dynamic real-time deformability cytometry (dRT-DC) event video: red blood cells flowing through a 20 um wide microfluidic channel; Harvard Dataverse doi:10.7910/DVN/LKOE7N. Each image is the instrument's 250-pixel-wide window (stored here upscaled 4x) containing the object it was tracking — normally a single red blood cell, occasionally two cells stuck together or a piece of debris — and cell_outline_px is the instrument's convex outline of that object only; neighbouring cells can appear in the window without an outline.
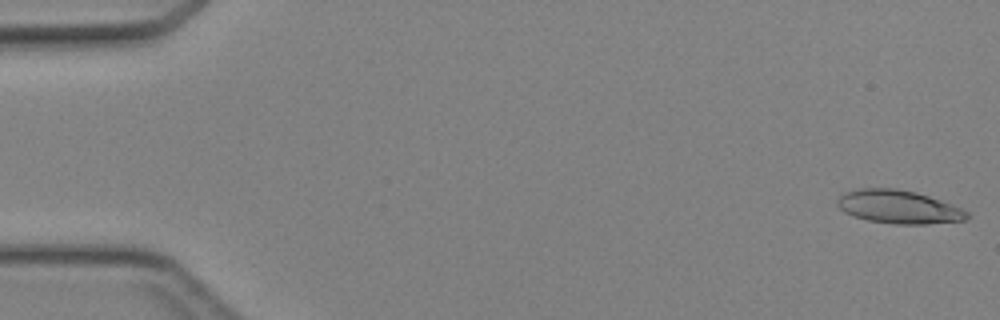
{"species": "Egyptian fruit bat (a non-hibernating species)", "species_latin": "Rousettus aegyptiacus", "temperature_condition": "cold", "stored_images_in_passage": 46, "camera_frame_rate_fps": 3000, "um_per_image_px": 0.085, "animal": {"sex": "female"}, "frame": {"image": 1, "passage_image": 1, "time_ms": 0.0, "image_size_px": [1000, 320], "cell_outline_px": [[972, 216], [964, 220], [924, 224], [896, 224], [868, 220], [844, 212], [836, 204], [836, 200], [844, 192], [860, 188], [896, 188], [916, 192], [940, 200], [960, 208], [968, 212]], "centroid_in_image_um": [76.37, 17.58], "position_along_channel_um": 8.6, "area_um2": 25.03}}
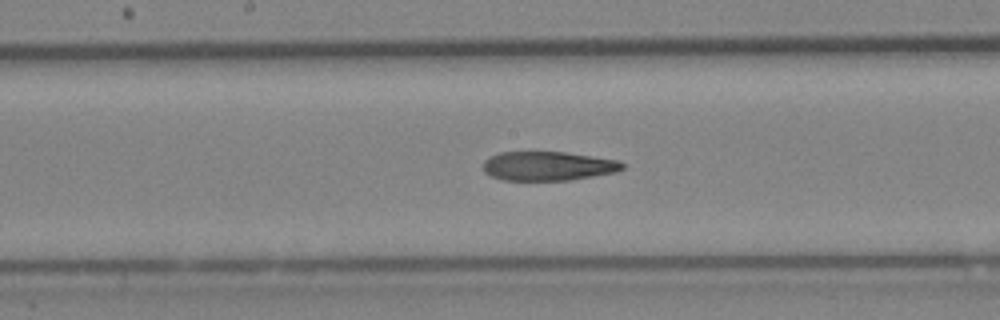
{"frame": {"image": 2, "passage_image": 24, "time_ms": 7.667, "image_size_px": [1000, 320], "cell_outline_px": [[624, 168], [616, 172], [568, 180], [504, 180], [492, 176], [484, 172], [484, 160], [488, 156], [500, 152], [564, 152], [620, 160], [624, 164]], "centroid_in_image_um": [46.58, 14.1], "position_along_channel_um": 201.6, "area_um2": 23.58}}
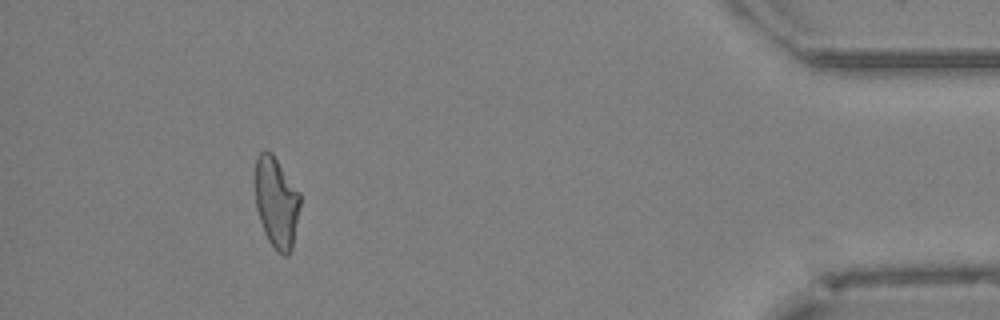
{"frame": {"image": 3, "passage_image": 42, "time_ms": 13.667, "image_size_px": [1000, 320], "cell_outline_px": [[300, 208], [292, 248], [288, 256], [284, 256], [268, 240], [264, 232], [256, 208], [256, 156], [264, 148], [272, 152], [300, 192]], "centroid_in_image_um": [23.51, 17.16], "position_along_channel_um": 411.7, "area_um2": 23.81}}